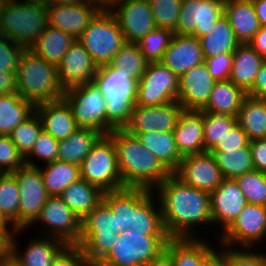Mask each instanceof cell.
Instances as JSON below:
<instances>
[{
    "mask_svg": "<svg viewBox=\"0 0 266 266\" xmlns=\"http://www.w3.org/2000/svg\"><path fill=\"white\" fill-rule=\"evenodd\" d=\"M153 192L157 195L163 226L170 238H203L196 229L202 226L207 231V226H212L210 193L183 183L173 173Z\"/></svg>",
    "mask_w": 266,
    "mask_h": 266,
    "instance_id": "cell-1",
    "label": "cell"
},
{
    "mask_svg": "<svg viewBox=\"0 0 266 266\" xmlns=\"http://www.w3.org/2000/svg\"><path fill=\"white\" fill-rule=\"evenodd\" d=\"M115 144L123 186L154 190L171 172L137 138L125 129L108 134Z\"/></svg>",
    "mask_w": 266,
    "mask_h": 266,
    "instance_id": "cell-2",
    "label": "cell"
},
{
    "mask_svg": "<svg viewBox=\"0 0 266 266\" xmlns=\"http://www.w3.org/2000/svg\"><path fill=\"white\" fill-rule=\"evenodd\" d=\"M167 233H138L131 229L117 234L110 251L95 266H164Z\"/></svg>",
    "mask_w": 266,
    "mask_h": 266,
    "instance_id": "cell-3",
    "label": "cell"
},
{
    "mask_svg": "<svg viewBox=\"0 0 266 266\" xmlns=\"http://www.w3.org/2000/svg\"><path fill=\"white\" fill-rule=\"evenodd\" d=\"M17 93L35 106L63 99L57 66L27 49L19 57L16 72Z\"/></svg>",
    "mask_w": 266,
    "mask_h": 266,
    "instance_id": "cell-4",
    "label": "cell"
},
{
    "mask_svg": "<svg viewBox=\"0 0 266 266\" xmlns=\"http://www.w3.org/2000/svg\"><path fill=\"white\" fill-rule=\"evenodd\" d=\"M94 82L107 100L106 134L124 129L130 122L136 101L137 81L109 65L98 67Z\"/></svg>",
    "mask_w": 266,
    "mask_h": 266,
    "instance_id": "cell-5",
    "label": "cell"
},
{
    "mask_svg": "<svg viewBox=\"0 0 266 266\" xmlns=\"http://www.w3.org/2000/svg\"><path fill=\"white\" fill-rule=\"evenodd\" d=\"M48 26L47 7L7 0L2 8L0 30L16 45L30 49Z\"/></svg>",
    "mask_w": 266,
    "mask_h": 266,
    "instance_id": "cell-6",
    "label": "cell"
},
{
    "mask_svg": "<svg viewBox=\"0 0 266 266\" xmlns=\"http://www.w3.org/2000/svg\"><path fill=\"white\" fill-rule=\"evenodd\" d=\"M77 40L90 54L97 67L108 65L127 43L111 11H99Z\"/></svg>",
    "mask_w": 266,
    "mask_h": 266,
    "instance_id": "cell-7",
    "label": "cell"
},
{
    "mask_svg": "<svg viewBox=\"0 0 266 266\" xmlns=\"http://www.w3.org/2000/svg\"><path fill=\"white\" fill-rule=\"evenodd\" d=\"M119 234L117 215L102 200L82 220V232L77 245L96 265L111 249Z\"/></svg>",
    "mask_w": 266,
    "mask_h": 266,
    "instance_id": "cell-8",
    "label": "cell"
},
{
    "mask_svg": "<svg viewBox=\"0 0 266 266\" xmlns=\"http://www.w3.org/2000/svg\"><path fill=\"white\" fill-rule=\"evenodd\" d=\"M80 177L104 193L123 189L113 139L102 135L80 164Z\"/></svg>",
    "mask_w": 266,
    "mask_h": 266,
    "instance_id": "cell-9",
    "label": "cell"
},
{
    "mask_svg": "<svg viewBox=\"0 0 266 266\" xmlns=\"http://www.w3.org/2000/svg\"><path fill=\"white\" fill-rule=\"evenodd\" d=\"M63 99L70 106L78 128L106 135L107 100L94 81L65 90Z\"/></svg>",
    "mask_w": 266,
    "mask_h": 266,
    "instance_id": "cell-10",
    "label": "cell"
},
{
    "mask_svg": "<svg viewBox=\"0 0 266 266\" xmlns=\"http://www.w3.org/2000/svg\"><path fill=\"white\" fill-rule=\"evenodd\" d=\"M266 241V206L247 203L216 244L229 248L256 249ZM238 245V246H237ZM258 245V246H257Z\"/></svg>",
    "mask_w": 266,
    "mask_h": 266,
    "instance_id": "cell-11",
    "label": "cell"
},
{
    "mask_svg": "<svg viewBox=\"0 0 266 266\" xmlns=\"http://www.w3.org/2000/svg\"><path fill=\"white\" fill-rule=\"evenodd\" d=\"M36 225L43 226L41 236L57 238L67 245H77L82 232V220L59 196L48 197L39 216L27 229Z\"/></svg>",
    "mask_w": 266,
    "mask_h": 266,
    "instance_id": "cell-12",
    "label": "cell"
},
{
    "mask_svg": "<svg viewBox=\"0 0 266 266\" xmlns=\"http://www.w3.org/2000/svg\"><path fill=\"white\" fill-rule=\"evenodd\" d=\"M179 78L162 62L148 63L137 81L135 105L158 106L177 100Z\"/></svg>",
    "mask_w": 266,
    "mask_h": 266,
    "instance_id": "cell-13",
    "label": "cell"
},
{
    "mask_svg": "<svg viewBox=\"0 0 266 266\" xmlns=\"http://www.w3.org/2000/svg\"><path fill=\"white\" fill-rule=\"evenodd\" d=\"M17 182L19 201V229H27L39 216L49 195L37 166L24 165L11 173Z\"/></svg>",
    "mask_w": 266,
    "mask_h": 266,
    "instance_id": "cell-14",
    "label": "cell"
},
{
    "mask_svg": "<svg viewBox=\"0 0 266 266\" xmlns=\"http://www.w3.org/2000/svg\"><path fill=\"white\" fill-rule=\"evenodd\" d=\"M225 0H182L174 34L200 38L212 31L224 14Z\"/></svg>",
    "mask_w": 266,
    "mask_h": 266,
    "instance_id": "cell-15",
    "label": "cell"
},
{
    "mask_svg": "<svg viewBox=\"0 0 266 266\" xmlns=\"http://www.w3.org/2000/svg\"><path fill=\"white\" fill-rule=\"evenodd\" d=\"M173 174L183 183L208 193L213 192L224 180L210 152L183 156Z\"/></svg>",
    "mask_w": 266,
    "mask_h": 266,
    "instance_id": "cell-16",
    "label": "cell"
},
{
    "mask_svg": "<svg viewBox=\"0 0 266 266\" xmlns=\"http://www.w3.org/2000/svg\"><path fill=\"white\" fill-rule=\"evenodd\" d=\"M111 12L116 17L126 42L137 43L157 28L148 0H119Z\"/></svg>",
    "mask_w": 266,
    "mask_h": 266,
    "instance_id": "cell-17",
    "label": "cell"
},
{
    "mask_svg": "<svg viewBox=\"0 0 266 266\" xmlns=\"http://www.w3.org/2000/svg\"><path fill=\"white\" fill-rule=\"evenodd\" d=\"M182 111L177 101L158 106L135 105L130 122L124 129L130 134L173 131Z\"/></svg>",
    "mask_w": 266,
    "mask_h": 266,
    "instance_id": "cell-18",
    "label": "cell"
},
{
    "mask_svg": "<svg viewBox=\"0 0 266 266\" xmlns=\"http://www.w3.org/2000/svg\"><path fill=\"white\" fill-rule=\"evenodd\" d=\"M212 226H219L218 234H213L215 240L236 219L247 204L245 196L234 179H224L222 183L210 193ZM217 236H216V235Z\"/></svg>",
    "mask_w": 266,
    "mask_h": 266,
    "instance_id": "cell-19",
    "label": "cell"
},
{
    "mask_svg": "<svg viewBox=\"0 0 266 266\" xmlns=\"http://www.w3.org/2000/svg\"><path fill=\"white\" fill-rule=\"evenodd\" d=\"M215 82L205 62L195 65L179 78L176 101L185 110H202L209 100Z\"/></svg>",
    "mask_w": 266,
    "mask_h": 266,
    "instance_id": "cell-20",
    "label": "cell"
},
{
    "mask_svg": "<svg viewBox=\"0 0 266 266\" xmlns=\"http://www.w3.org/2000/svg\"><path fill=\"white\" fill-rule=\"evenodd\" d=\"M98 67L84 46L76 39L57 65L64 90L94 81Z\"/></svg>",
    "mask_w": 266,
    "mask_h": 266,
    "instance_id": "cell-21",
    "label": "cell"
},
{
    "mask_svg": "<svg viewBox=\"0 0 266 266\" xmlns=\"http://www.w3.org/2000/svg\"><path fill=\"white\" fill-rule=\"evenodd\" d=\"M99 10L86 0L47 7L48 25L78 39Z\"/></svg>",
    "mask_w": 266,
    "mask_h": 266,
    "instance_id": "cell-22",
    "label": "cell"
},
{
    "mask_svg": "<svg viewBox=\"0 0 266 266\" xmlns=\"http://www.w3.org/2000/svg\"><path fill=\"white\" fill-rule=\"evenodd\" d=\"M27 229H17L12 241V254L23 266H54L56 257L67 246L64 241L57 238L41 236L40 233L27 242L25 250L19 249V242L16 240L19 234L26 233ZM40 235V236H38ZM37 238V239H36Z\"/></svg>",
    "mask_w": 266,
    "mask_h": 266,
    "instance_id": "cell-23",
    "label": "cell"
},
{
    "mask_svg": "<svg viewBox=\"0 0 266 266\" xmlns=\"http://www.w3.org/2000/svg\"><path fill=\"white\" fill-rule=\"evenodd\" d=\"M204 238H170L164 248V266H204L205 259L217 248Z\"/></svg>",
    "mask_w": 266,
    "mask_h": 266,
    "instance_id": "cell-24",
    "label": "cell"
},
{
    "mask_svg": "<svg viewBox=\"0 0 266 266\" xmlns=\"http://www.w3.org/2000/svg\"><path fill=\"white\" fill-rule=\"evenodd\" d=\"M205 61L200 39L174 34L161 62L180 78L195 65Z\"/></svg>",
    "mask_w": 266,
    "mask_h": 266,
    "instance_id": "cell-25",
    "label": "cell"
},
{
    "mask_svg": "<svg viewBox=\"0 0 266 266\" xmlns=\"http://www.w3.org/2000/svg\"><path fill=\"white\" fill-rule=\"evenodd\" d=\"M203 111L185 110L173 130L178 151L182 156L204 153Z\"/></svg>",
    "mask_w": 266,
    "mask_h": 266,
    "instance_id": "cell-26",
    "label": "cell"
},
{
    "mask_svg": "<svg viewBox=\"0 0 266 266\" xmlns=\"http://www.w3.org/2000/svg\"><path fill=\"white\" fill-rule=\"evenodd\" d=\"M43 130L56 140H64L78 129L68 103L64 99L36 105Z\"/></svg>",
    "mask_w": 266,
    "mask_h": 266,
    "instance_id": "cell-27",
    "label": "cell"
},
{
    "mask_svg": "<svg viewBox=\"0 0 266 266\" xmlns=\"http://www.w3.org/2000/svg\"><path fill=\"white\" fill-rule=\"evenodd\" d=\"M224 15L240 44H248L261 27L252 0H225Z\"/></svg>",
    "mask_w": 266,
    "mask_h": 266,
    "instance_id": "cell-28",
    "label": "cell"
},
{
    "mask_svg": "<svg viewBox=\"0 0 266 266\" xmlns=\"http://www.w3.org/2000/svg\"><path fill=\"white\" fill-rule=\"evenodd\" d=\"M147 188L125 187L120 190L105 192L103 201L109 206L113 214L117 215L119 233L133 225L134 208L151 192Z\"/></svg>",
    "mask_w": 266,
    "mask_h": 266,
    "instance_id": "cell-29",
    "label": "cell"
},
{
    "mask_svg": "<svg viewBox=\"0 0 266 266\" xmlns=\"http://www.w3.org/2000/svg\"><path fill=\"white\" fill-rule=\"evenodd\" d=\"M265 61L249 44H240L233 52L229 80L247 93Z\"/></svg>",
    "mask_w": 266,
    "mask_h": 266,
    "instance_id": "cell-30",
    "label": "cell"
},
{
    "mask_svg": "<svg viewBox=\"0 0 266 266\" xmlns=\"http://www.w3.org/2000/svg\"><path fill=\"white\" fill-rule=\"evenodd\" d=\"M247 93L230 80L216 81L203 112L237 117Z\"/></svg>",
    "mask_w": 266,
    "mask_h": 266,
    "instance_id": "cell-31",
    "label": "cell"
},
{
    "mask_svg": "<svg viewBox=\"0 0 266 266\" xmlns=\"http://www.w3.org/2000/svg\"><path fill=\"white\" fill-rule=\"evenodd\" d=\"M103 196L101 189L81 178L59 195L81 220L103 200Z\"/></svg>",
    "mask_w": 266,
    "mask_h": 266,
    "instance_id": "cell-32",
    "label": "cell"
},
{
    "mask_svg": "<svg viewBox=\"0 0 266 266\" xmlns=\"http://www.w3.org/2000/svg\"><path fill=\"white\" fill-rule=\"evenodd\" d=\"M132 135L137 136L143 146L155 155L171 173L178 168L183 156L177 149L173 131H154Z\"/></svg>",
    "mask_w": 266,
    "mask_h": 266,
    "instance_id": "cell-33",
    "label": "cell"
},
{
    "mask_svg": "<svg viewBox=\"0 0 266 266\" xmlns=\"http://www.w3.org/2000/svg\"><path fill=\"white\" fill-rule=\"evenodd\" d=\"M75 40L66 32L48 25L29 50L57 66Z\"/></svg>",
    "mask_w": 266,
    "mask_h": 266,
    "instance_id": "cell-34",
    "label": "cell"
},
{
    "mask_svg": "<svg viewBox=\"0 0 266 266\" xmlns=\"http://www.w3.org/2000/svg\"><path fill=\"white\" fill-rule=\"evenodd\" d=\"M101 136L99 131L78 128L68 138L59 140L57 159L80 166Z\"/></svg>",
    "mask_w": 266,
    "mask_h": 266,
    "instance_id": "cell-35",
    "label": "cell"
},
{
    "mask_svg": "<svg viewBox=\"0 0 266 266\" xmlns=\"http://www.w3.org/2000/svg\"><path fill=\"white\" fill-rule=\"evenodd\" d=\"M199 39L205 59L220 54L233 53L240 45L224 14L214 24L212 31Z\"/></svg>",
    "mask_w": 266,
    "mask_h": 266,
    "instance_id": "cell-36",
    "label": "cell"
},
{
    "mask_svg": "<svg viewBox=\"0 0 266 266\" xmlns=\"http://www.w3.org/2000/svg\"><path fill=\"white\" fill-rule=\"evenodd\" d=\"M43 166L38 167L49 196H59L63 190L81 178L80 166L76 164L57 159Z\"/></svg>",
    "mask_w": 266,
    "mask_h": 266,
    "instance_id": "cell-37",
    "label": "cell"
},
{
    "mask_svg": "<svg viewBox=\"0 0 266 266\" xmlns=\"http://www.w3.org/2000/svg\"><path fill=\"white\" fill-rule=\"evenodd\" d=\"M35 107L18 93L0 95V135H9L35 112Z\"/></svg>",
    "mask_w": 266,
    "mask_h": 266,
    "instance_id": "cell-38",
    "label": "cell"
},
{
    "mask_svg": "<svg viewBox=\"0 0 266 266\" xmlns=\"http://www.w3.org/2000/svg\"><path fill=\"white\" fill-rule=\"evenodd\" d=\"M237 123L250 141L266 138V100L247 95L238 112Z\"/></svg>",
    "mask_w": 266,
    "mask_h": 266,
    "instance_id": "cell-39",
    "label": "cell"
},
{
    "mask_svg": "<svg viewBox=\"0 0 266 266\" xmlns=\"http://www.w3.org/2000/svg\"><path fill=\"white\" fill-rule=\"evenodd\" d=\"M129 229L138 233H166L160 204L153 191L134 208L133 225Z\"/></svg>",
    "mask_w": 266,
    "mask_h": 266,
    "instance_id": "cell-40",
    "label": "cell"
},
{
    "mask_svg": "<svg viewBox=\"0 0 266 266\" xmlns=\"http://www.w3.org/2000/svg\"><path fill=\"white\" fill-rule=\"evenodd\" d=\"M219 166L224 179H235L254 169L250 146L227 152H210Z\"/></svg>",
    "mask_w": 266,
    "mask_h": 266,
    "instance_id": "cell-41",
    "label": "cell"
},
{
    "mask_svg": "<svg viewBox=\"0 0 266 266\" xmlns=\"http://www.w3.org/2000/svg\"><path fill=\"white\" fill-rule=\"evenodd\" d=\"M108 65L123 71L126 78L138 81L146 70L148 62L141 54L137 43L127 42Z\"/></svg>",
    "mask_w": 266,
    "mask_h": 266,
    "instance_id": "cell-42",
    "label": "cell"
},
{
    "mask_svg": "<svg viewBox=\"0 0 266 266\" xmlns=\"http://www.w3.org/2000/svg\"><path fill=\"white\" fill-rule=\"evenodd\" d=\"M237 124V117L203 112L204 152H210Z\"/></svg>",
    "mask_w": 266,
    "mask_h": 266,
    "instance_id": "cell-43",
    "label": "cell"
},
{
    "mask_svg": "<svg viewBox=\"0 0 266 266\" xmlns=\"http://www.w3.org/2000/svg\"><path fill=\"white\" fill-rule=\"evenodd\" d=\"M20 193L15 177L11 173L0 174V210L19 229Z\"/></svg>",
    "mask_w": 266,
    "mask_h": 266,
    "instance_id": "cell-44",
    "label": "cell"
},
{
    "mask_svg": "<svg viewBox=\"0 0 266 266\" xmlns=\"http://www.w3.org/2000/svg\"><path fill=\"white\" fill-rule=\"evenodd\" d=\"M174 32L170 29L156 28L137 42L141 54L148 63L161 62Z\"/></svg>",
    "mask_w": 266,
    "mask_h": 266,
    "instance_id": "cell-45",
    "label": "cell"
},
{
    "mask_svg": "<svg viewBox=\"0 0 266 266\" xmlns=\"http://www.w3.org/2000/svg\"><path fill=\"white\" fill-rule=\"evenodd\" d=\"M43 130L42 122L35 111L24 122L18 124L9 134L19 152L26 157L32 150L40 132Z\"/></svg>",
    "mask_w": 266,
    "mask_h": 266,
    "instance_id": "cell-46",
    "label": "cell"
},
{
    "mask_svg": "<svg viewBox=\"0 0 266 266\" xmlns=\"http://www.w3.org/2000/svg\"><path fill=\"white\" fill-rule=\"evenodd\" d=\"M247 203L266 206V173L253 170L234 179Z\"/></svg>",
    "mask_w": 266,
    "mask_h": 266,
    "instance_id": "cell-47",
    "label": "cell"
},
{
    "mask_svg": "<svg viewBox=\"0 0 266 266\" xmlns=\"http://www.w3.org/2000/svg\"><path fill=\"white\" fill-rule=\"evenodd\" d=\"M157 28L170 29L177 26L182 0H148Z\"/></svg>",
    "mask_w": 266,
    "mask_h": 266,
    "instance_id": "cell-48",
    "label": "cell"
},
{
    "mask_svg": "<svg viewBox=\"0 0 266 266\" xmlns=\"http://www.w3.org/2000/svg\"><path fill=\"white\" fill-rule=\"evenodd\" d=\"M59 141L49 133L42 130L33 145L31 152L25 157V164L29 166H39L37 160L45 164L57 160ZM35 161H34V159Z\"/></svg>",
    "mask_w": 266,
    "mask_h": 266,
    "instance_id": "cell-49",
    "label": "cell"
},
{
    "mask_svg": "<svg viewBox=\"0 0 266 266\" xmlns=\"http://www.w3.org/2000/svg\"><path fill=\"white\" fill-rule=\"evenodd\" d=\"M24 165L25 157L9 135H0V173H13Z\"/></svg>",
    "mask_w": 266,
    "mask_h": 266,
    "instance_id": "cell-50",
    "label": "cell"
},
{
    "mask_svg": "<svg viewBox=\"0 0 266 266\" xmlns=\"http://www.w3.org/2000/svg\"><path fill=\"white\" fill-rule=\"evenodd\" d=\"M258 250L227 247V266H266V252Z\"/></svg>",
    "mask_w": 266,
    "mask_h": 266,
    "instance_id": "cell-51",
    "label": "cell"
},
{
    "mask_svg": "<svg viewBox=\"0 0 266 266\" xmlns=\"http://www.w3.org/2000/svg\"><path fill=\"white\" fill-rule=\"evenodd\" d=\"M24 49L7 36L0 37V70L17 72L19 57Z\"/></svg>",
    "mask_w": 266,
    "mask_h": 266,
    "instance_id": "cell-52",
    "label": "cell"
},
{
    "mask_svg": "<svg viewBox=\"0 0 266 266\" xmlns=\"http://www.w3.org/2000/svg\"><path fill=\"white\" fill-rule=\"evenodd\" d=\"M209 73L215 81L229 80L233 53L220 54L218 56L206 58L204 61Z\"/></svg>",
    "mask_w": 266,
    "mask_h": 266,
    "instance_id": "cell-53",
    "label": "cell"
},
{
    "mask_svg": "<svg viewBox=\"0 0 266 266\" xmlns=\"http://www.w3.org/2000/svg\"><path fill=\"white\" fill-rule=\"evenodd\" d=\"M250 140L241 126L237 123L210 152H227L249 146Z\"/></svg>",
    "mask_w": 266,
    "mask_h": 266,
    "instance_id": "cell-54",
    "label": "cell"
},
{
    "mask_svg": "<svg viewBox=\"0 0 266 266\" xmlns=\"http://www.w3.org/2000/svg\"><path fill=\"white\" fill-rule=\"evenodd\" d=\"M54 266H95L79 245H67L56 257Z\"/></svg>",
    "mask_w": 266,
    "mask_h": 266,
    "instance_id": "cell-55",
    "label": "cell"
},
{
    "mask_svg": "<svg viewBox=\"0 0 266 266\" xmlns=\"http://www.w3.org/2000/svg\"><path fill=\"white\" fill-rule=\"evenodd\" d=\"M249 146L254 169L266 173V138L251 140Z\"/></svg>",
    "mask_w": 266,
    "mask_h": 266,
    "instance_id": "cell-56",
    "label": "cell"
},
{
    "mask_svg": "<svg viewBox=\"0 0 266 266\" xmlns=\"http://www.w3.org/2000/svg\"><path fill=\"white\" fill-rule=\"evenodd\" d=\"M247 95L266 100V61L261 66L252 88L247 92Z\"/></svg>",
    "mask_w": 266,
    "mask_h": 266,
    "instance_id": "cell-57",
    "label": "cell"
},
{
    "mask_svg": "<svg viewBox=\"0 0 266 266\" xmlns=\"http://www.w3.org/2000/svg\"><path fill=\"white\" fill-rule=\"evenodd\" d=\"M15 227H0V259L12 254V241Z\"/></svg>",
    "mask_w": 266,
    "mask_h": 266,
    "instance_id": "cell-58",
    "label": "cell"
},
{
    "mask_svg": "<svg viewBox=\"0 0 266 266\" xmlns=\"http://www.w3.org/2000/svg\"><path fill=\"white\" fill-rule=\"evenodd\" d=\"M17 93L16 72L0 70V95Z\"/></svg>",
    "mask_w": 266,
    "mask_h": 266,
    "instance_id": "cell-59",
    "label": "cell"
},
{
    "mask_svg": "<svg viewBox=\"0 0 266 266\" xmlns=\"http://www.w3.org/2000/svg\"><path fill=\"white\" fill-rule=\"evenodd\" d=\"M219 247L205 259L204 266H227V247Z\"/></svg>",
    "mask_w": 266,
    "mask_h": 266,
    "instance_id": "cell-60",
    "label": "cell"
},
{
    "mask_svg": "<svg viewBox=\"0 0 266 266\" xmlns=\"http://www.w3.org/2000/svg\"><path fill=\"white\" fill-rule=\"evenodd\" d=\"M248 44L266 59V26H261Z\"/></svg>",
    "mask_w": 266,
    "mask_h": 266,
    "instance_id": "cell-61",
    "label": "cell"
},
{
    "mask_svg": "<svg viewBox=\"0 0 266 266\" xmlns=\"http://www.w3.org/2000/svg\"><path fill=\"white\" fill-rule=\"evenodd\" d=\"M261 26H266V0H252Z\"/></svg>",
    "mask_w": 266,
    "mask_h": 266,
    "instance_id": "cell-62",
    "label": "cell"
},
{
    "mask_svg": "<svg viewBox=\"0 0 266 266\" xmlns=\"http://www.w3.org/2000/svg\"><path fill=\"white\" fill-rule=\"evenodd\" d=\"M99 11H111L119 0H86Z\"/></svg>",
    "mask_w": 266,
    "mask_h": 266,
    "instance_id": "cell-63",
    "label": "cell"
},
{
    "mask_svg": "<svg viewBox=\"0 0 266 266\" xmlns=\"http://www.w3.org/2000/svg\"><path fill=\"white\" fill-rule=\"evenodd\" d=\"M0 266H23L17 258L11 254L8 257L0 259Z\"/></svg>",
    "mask_w": 266,
    "mask_h": 266,
    "instance_id": "cell-64",
    "label": "cell"
},
{
    "mask_svg": "<svg viewBox=\"0 0 266 266\" xmlns=\"http://www.w3.org/2000/svg\"><path fill=\"white\" fill-rule=\"evenodd\" d=\"M11 1L43 5V6H46V7H50V3H51V0H11Z\"/></svg>",
    "mask_w": 266,
    "mask_h": 266,
    "instance_id": "cell-65",
    "label": "cell"
},
{
    "mask_svg": "<svg viewBox=\"0 0 266 266\" xmlns=\"http://www.w3.org/2000/svg\"><path fill=\"white\" fill-rule=\"evenodd\" d=\"M84 0H51L50 6L64 5L76 2H82Z\"/></svg>",
    "mask_w": 266,
    "mask_h": 266,
    "instance_id": "cell-66",
    "label": "cell"
},
{
    "mask_svg": "<svg viewBox=\"0 0 266 266\" xmlns=\"http://www.w3.org/2000/svg\"><path fill=\"white\" fill-rule=\"evenodd\" d=\"M0 227H14V225L3 215L0 210Z\"/></svg>",
    "mask_w": 266,
    "mask_h": 266,
    "instance_id": "cell-67",
    "label": "cell"
},
{
    "mask_svg": "<svg viewBox=\"0 0 266 266\" xmlns=\"http://www.w3.org/2000/svg\"><path fill=\"white\" fill-rule=\"evenodd\" d=\"M6 1L7 0H0V17H1V13H2V8H3Z\"/></svg>",
    "mask_w": 266,
    "mask_h": 266,
    "instance_id": "cell-68",
    "label": "cell"
}]
</instances>
